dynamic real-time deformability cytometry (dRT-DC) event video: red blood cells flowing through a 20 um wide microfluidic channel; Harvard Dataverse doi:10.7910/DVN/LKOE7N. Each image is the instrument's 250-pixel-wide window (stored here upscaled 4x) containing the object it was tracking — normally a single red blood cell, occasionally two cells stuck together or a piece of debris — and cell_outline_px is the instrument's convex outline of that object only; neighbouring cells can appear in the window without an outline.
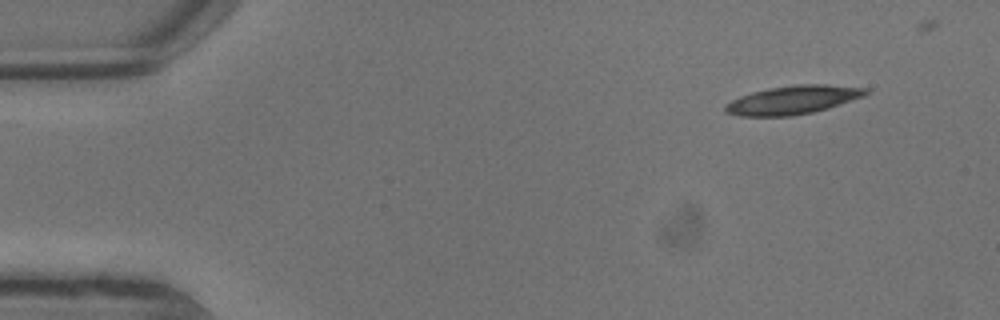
{"species": "common noctule bat (a hibernating species)", "species_latin": "Nyctalus noctula", "temperature_condition": "warm", "stored_images_in_passage": 7, "camera_frame_rate_fps": 3000, "um_per_image_px": 0.085, "animal": {"sex": "male", "body_mass_g": 13.3}, "frame": {"image": 1, "passage_image": 1, "time_ms": 0.0, "image_size_px": [1000, 320], "cell_outline_px": [[872, 92], [864, 96], [828, 108], [812, 112], [788, 116], [740, 116], [724, 112], [724, 104], [740, 96], [752, 92], [792, 84], [824, 84], [868, 88]], "centroid_in_image_um": [67.41, 8.49], "position_along_channel_um": 17.6, "area_um2": 23.35}}
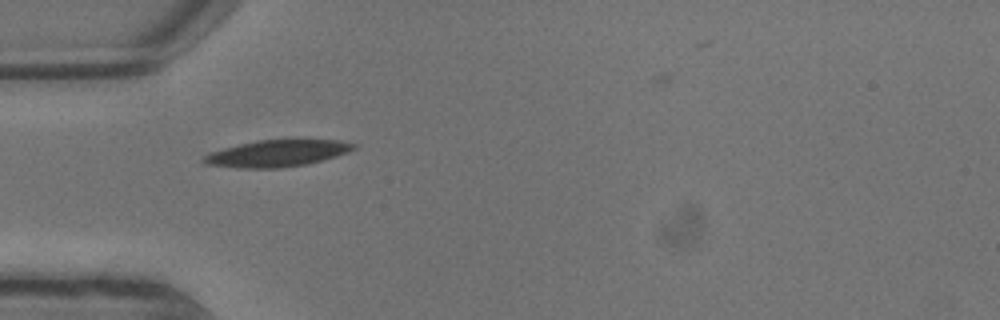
{"frame": {"image": 2, "passage_image": 5, "time_ms": 1.333, "image_size_px": [1000, 320], "cell_outline_px": [[356, 148], [348, 152], [336, 156], [308, 164], [276, 168], [236, 168], [204, 164], [200, 160], [208, 152], [256, 140], [340, 140], [356, 144]], "centroid_in_image_um": [23.51, 13.04], "position_along_channel_um": 61.5, "area_um2": 23.35}}
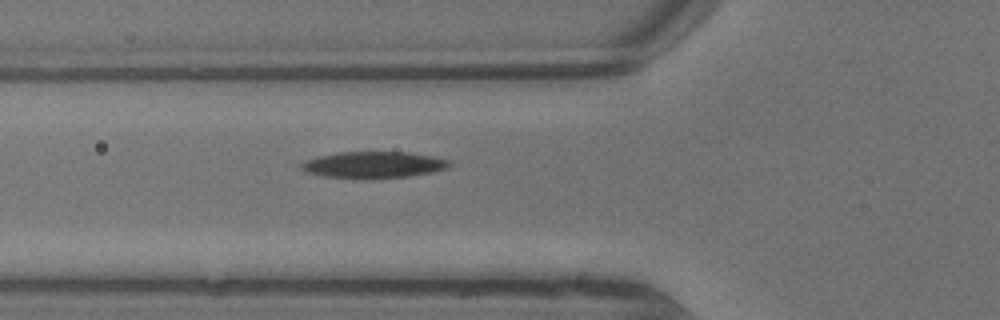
{"frame": {"image": 3, "passage_image": 6, "time_ms": 1.667, "image_size_px": [1000, 320], "cell_outline_px": [[452, 164], [448, 168], [432, 172], [408, 176], [372, 180], [356, 180], [320, 176], [304, 172], [300, 168], [300, 164], [316, 156], [340, 152], [408, 152], [436, 156], [452, 160]], "centroid_in_image_um": [31.75, 14.03], "position_along_channel_um": 94.1, "area_um2": 23.76}}